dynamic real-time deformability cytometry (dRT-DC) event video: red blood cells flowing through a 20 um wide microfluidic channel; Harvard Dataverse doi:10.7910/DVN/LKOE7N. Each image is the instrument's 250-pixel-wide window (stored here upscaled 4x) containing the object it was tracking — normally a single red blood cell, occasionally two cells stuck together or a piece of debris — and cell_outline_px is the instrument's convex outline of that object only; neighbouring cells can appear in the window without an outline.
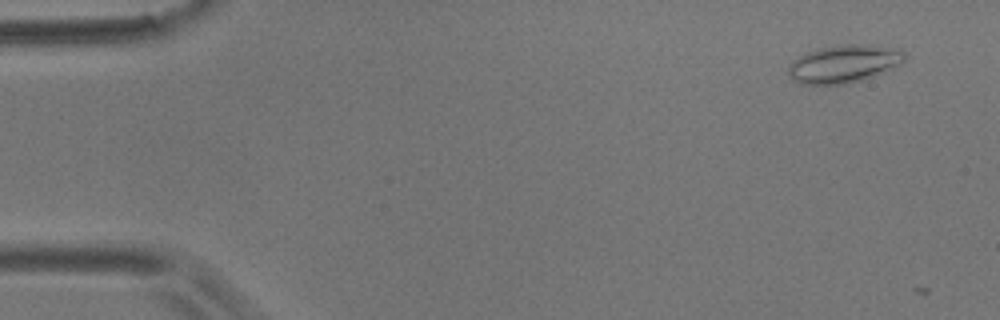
{"species": "common noctule bat (a hibernating species)", "species_latin": "Nyctalus noctula", "temperature_condition": "room temperature", "stored_images_in_passage": 7, "camera_frame_rate_fps": 3000, "um_per_image_px": 0.085, "animal": {"sex": "male", "body_mass_g": 17.9}, "frame": {"image": 1, "passage_image": 4, "time_ms": 1.0, "image_size_px": [1000, 320], "cell_outline_px": [[904, 60], [880, 72], [860, 80], [844, 84], [800, 84], [792, 80], [788, 72], [788, 64], [792, 60], [808, 52], [820, 48], [844, 44], [868, 44], [888, 48], [904, 52]], "centroid_in_image_um": [71.61, 5.43], "position_along_channel_um": 13.4, "area_um2": 24.91}}